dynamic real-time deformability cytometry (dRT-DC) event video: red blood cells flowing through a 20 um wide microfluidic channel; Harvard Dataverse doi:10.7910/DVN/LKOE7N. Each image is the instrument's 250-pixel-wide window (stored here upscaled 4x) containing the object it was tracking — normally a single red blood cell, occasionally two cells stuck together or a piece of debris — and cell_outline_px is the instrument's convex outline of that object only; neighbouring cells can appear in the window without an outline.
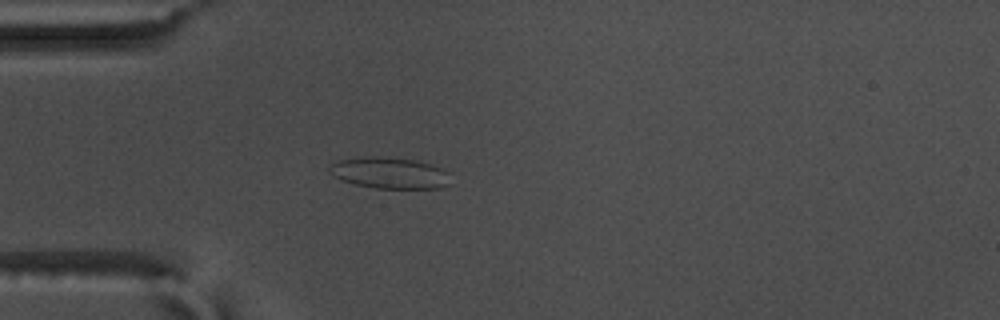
{"species": "common noctule bat (a hibernating species)", "species_latin": "Nyctalus noctula", "temperature_condition": "warm", "stored_images_in_passage": 56, "camera_frame_rate_fps": 3000, "um_per_image_px": 0.085, "animal": {"sex": "male", "body_mass_g": 17.5, "forearm_length_mm": 52.3}, "frame": {"image": 1, "passage_image": 16, "time_ms": 5.0, "image_size_px": [1000, 320], "cell_outline_px": [[452, 184], [440, 188], [376, 188], [356, 184], [344, 180], [336, 176], [328, 168], [332, 164], [340, 160], [364, 156], [372, 156], [416, 160], [440, 168], [448, 172]], "centroid_in_image_um": [33.18, 14.7], "position_along_channel_um": 51.8, "area_um2": 21.73}}
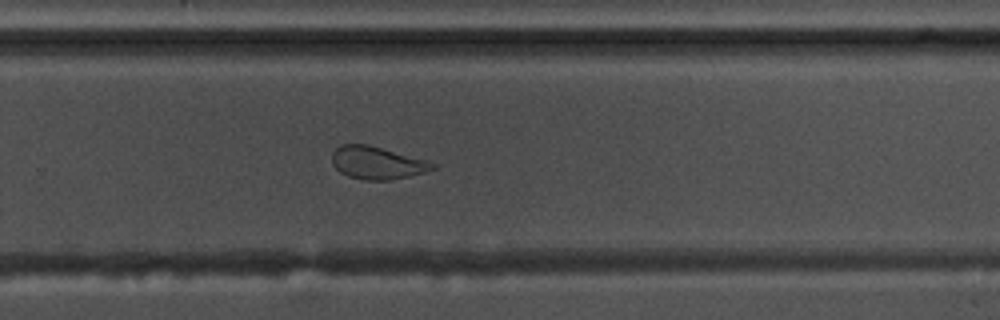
{"frame": {"image": 2, "passage_image": 37, "time_ms": 12.0, "image_size_px": [1000, 320], "cell_outline_px": [[436, 168], [424, 172], [392, 180], [364, 180], [348, 176], [340, 172], [332, 164], [332, 152], [340, 144], [368, 144], [424, 160], [436, 164]], "centroid_in_image_um": [32.0, 13.84], "position_along_channel_um": 297.8, "area_um2": 18.96}}
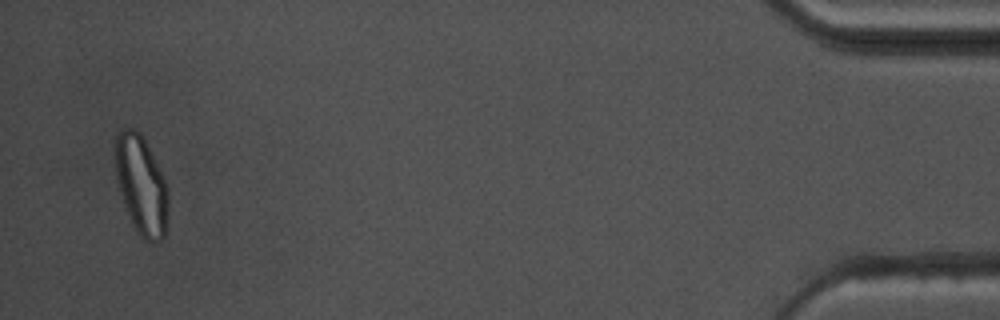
{"frame": {"image": 3, "passage_image": 54, "time_ms": 17.667, "image_size_px": [1000, 320], "cell_outline_px": [[168, 212], [164, 236], [156, 244], [152, 244], [144, 240], [136, 232], [132, 224], [124, 204], [120, 192], [116, 176], [116, 136], [124, 128], [132, 128], [140, 132], [168, 188]], "centroid_in_image_um": [12.02, 15.82], "position_along_channel_um": 423.2, "area_um2": 30.11}, "authors_computed_cell_mechanics": {"area_um2": 24.7095, "velocity_mm_per_s": 3.6678, "shape_relaxation_time_tau1_ms": null, "shape_relaxation_time_tau2_ms": 1.1739, "deformation_change_tau1": null, "deformation_change_tau2": 0.0818}}